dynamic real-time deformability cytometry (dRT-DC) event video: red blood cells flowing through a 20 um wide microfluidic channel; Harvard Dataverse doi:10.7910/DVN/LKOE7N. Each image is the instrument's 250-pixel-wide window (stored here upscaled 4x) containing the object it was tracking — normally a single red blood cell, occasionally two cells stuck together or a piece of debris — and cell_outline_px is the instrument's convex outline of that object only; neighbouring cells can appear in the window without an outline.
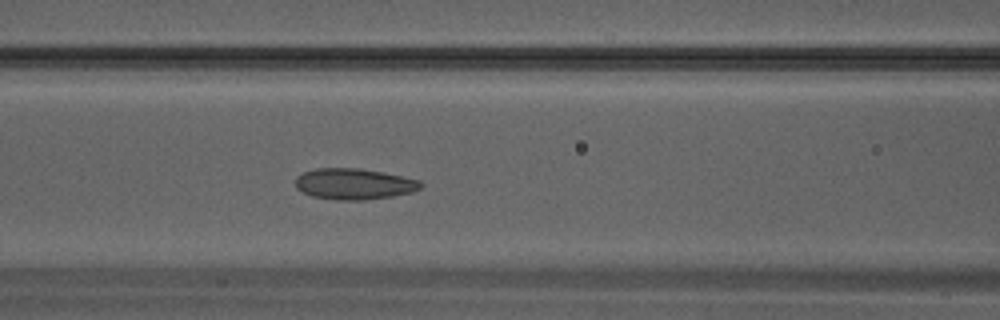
{"species": "Egyptian fruit bat (a non-hibernating species)", "species_latin": "Rousettus aegyptiacus", "temperature_condition": "warm", "stored_images_in_passage": 34, "camera_frame_rate_fps": 3000, "um_per_image_px": 0.085, "animal": {"sex": "male"}, "frame": {"image": 1, "passage_image": 15, "time_ms": 4.667, "image_size_px": [1000, 320], "cell_outline_px": [[424, 184], [420, 188], [412, 192], [392, 196], [364, 200], [336, 200], [312, 196], [296, 188], [296, 176], [300, 172], [316, 168], [356, 168], [380, 172], [420, 180]], "centroid_in_image_um": [30.06, 15.63], "position_along_channel_um": 136.5, "area_um2": 22.6}}
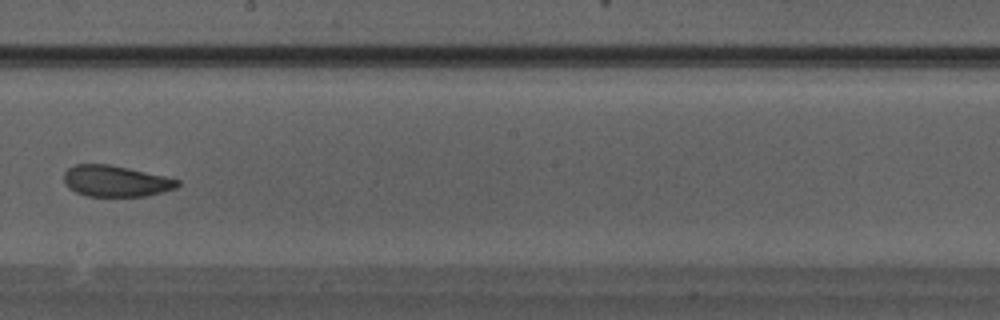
{"frame": {"image": 2, "passage_image": 20, "time_ms": 6.333, "image_size_px": [1000, 320], "cell_outline_px": [[180, 184], [176, 188], [144, 196], [88, 196], [76, 192], [68, 188], [64, 184], [64, 172], [68, 168], [76, 164], [108, 164], [128, 168], [164, 176], [180, 180]], "centroid_in_image_um": [9.8, 15.39], "position_along_channel_um": 238.4, "area_um2": 20.52}}